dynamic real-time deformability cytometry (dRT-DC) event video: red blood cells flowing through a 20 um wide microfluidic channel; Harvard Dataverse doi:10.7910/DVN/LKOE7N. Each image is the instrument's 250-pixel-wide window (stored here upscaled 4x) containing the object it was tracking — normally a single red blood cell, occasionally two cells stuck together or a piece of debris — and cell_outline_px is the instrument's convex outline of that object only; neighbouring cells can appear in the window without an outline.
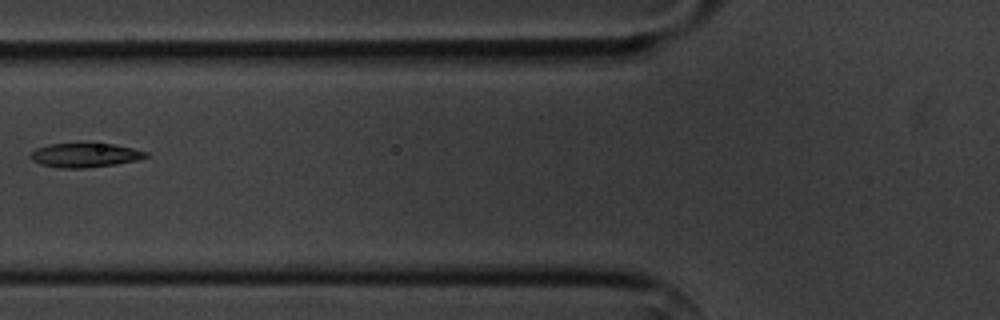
{"species": "common noctule bat (a hibernating species)", "species_latin": "Nyctalus noctula", "temperature_condition": "cold", "stored_images_in_passage": 3, "camera_frame_rate_fps": 3000, "um_per_image_px": 0.085, "animal": {"sex": "male", "body_mass_g": 20.1, "forearm_length_mm": 53.5}, "frame": {"image": 1, "passage_image": 2, "time_ms": 1.333, "image_size_px": [1000, 320], "cell_outline_px": [[148, 156], [136, 160], [116, 164], [84, 168], [60, 168], [40, 164], [32, 160], [28, 156], [36, 148], [48, 144], [112, 144], [132, 148], [148, 152]], "centroid_in_image_um": [7.19, 13.2], "position_along_channel_um": 118.6, "area_um2": 16.07}}
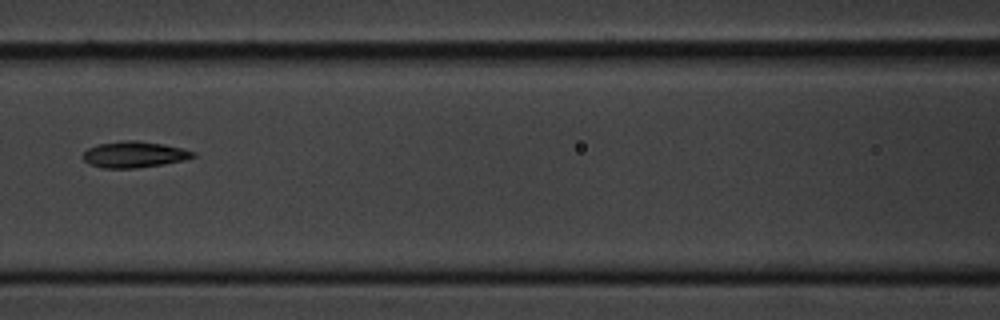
{"frame": {"image": 2, "passage_image": 3, "time_ms": 2.333, "image_size_px": [1000, 320], "cell_outline_px": [[196, 156], [184, 160], [164, 164], [136, 168], [100, 168], [88, 164], [80, 156], [88, 148], [100, 144], [124, 140], [136, 140], [164, 144], [184, 148], [196, 152]], "centroid_in_image_um": [11.41, 13.13], "position_along_channel_um": 155.2, "area_um2": 16.99}}